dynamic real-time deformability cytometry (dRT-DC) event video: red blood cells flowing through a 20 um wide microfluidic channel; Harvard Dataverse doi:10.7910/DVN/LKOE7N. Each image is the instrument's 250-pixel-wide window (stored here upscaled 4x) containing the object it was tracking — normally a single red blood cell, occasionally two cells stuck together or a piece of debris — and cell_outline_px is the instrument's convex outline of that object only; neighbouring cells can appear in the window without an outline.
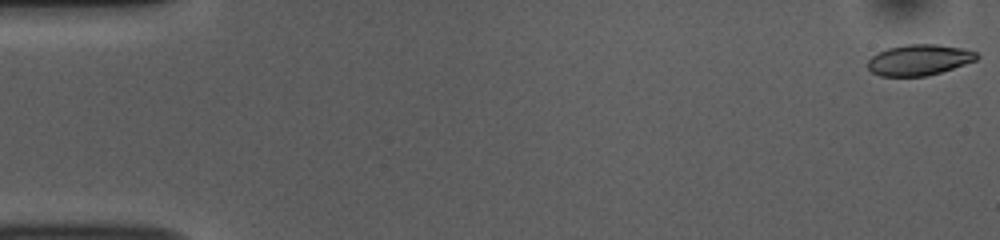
{"species": "common noctule bat (a hibernating species)", "species_latin": "Nyctalus noctula", "temperature_condition": "room temperature", "stored_images_in_passage": 53, "camera_frame_rate_fps": 3000, "um_per_image_px": 0.085, "animal": {"sex": "female", "body_mass_g": 10.0, "forearm_length_mm": 53.1}, "frame": {"image": 1, "passage_image": 1, "time_ms": 0.0, "image_size_px": [1000, 240], "cell_outline_px": [[980, 56], [976, 60], [928, 76], [880, 76], [872, 72], [868, 68], [868, 60], [876, 52], [888, 48], [908, 44], [936, 44], [960, 48], [976, 52]], "centroid_in_image_um": [78.09, 5.09], "position_along_channel_um": 6.9, "area_um2": 19.48}}
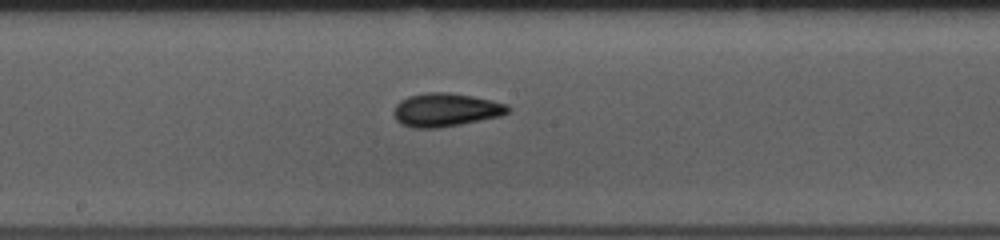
{"frame": {"image": 2, "passage_image": 28, "time_ms": 9.0, "image_size_px": [1000, 240], "cell_outline_px": [[512, 108], [508, 112], [500, 116], [460, 124], [436, 128], [412, 128], [400, 124], [396, 120], [392, 112], [396, 104], [400, 100], [408, 96], [428, 92], [448, 92], [472, 96], [492, 100], [508, 104]], "centroid_in_image_um": [37.86, 9.33], "position_along_channel_um": 210.3, "area_um2": 22.37}}
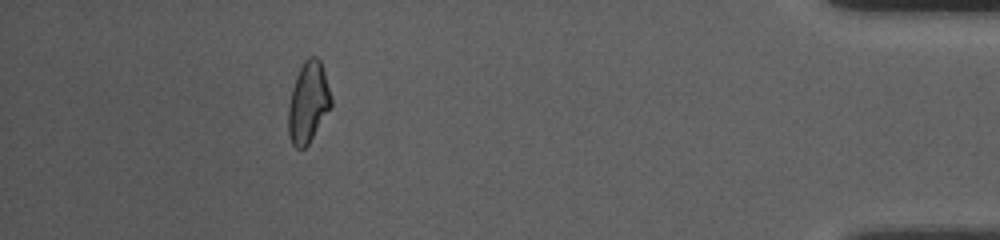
{"frame": {"image": 3, "passage_image": 48, "time_ms": 15.667, "image_size_px": [1000, 240], "cell_outline_px": [[332, 104], [308, 144], [304, 148], [296, 148], [292, 144], [288, 132], [288, 108], [292, 88], [296, 76], [304, 60], [308, 56], [316, 56], [320, 60], [324, 72], [332, 100]], "centroid_in_image_um": [26.18, 8.69], "position_along_channel_um": 409.0, "area_um2": 19.88}, "authors_computed_cell_mechanics": {"area_um2": 20.4034, "velocity_mm_per_s": 3.8031, "shape_relaxation_time_tau1_ms": 5.5931, "shape_relaxation_time_tau2_ms": 1.7851, "deformation_change_tau1": 0.1606, "deformation_change_tau2": 0.0703}}